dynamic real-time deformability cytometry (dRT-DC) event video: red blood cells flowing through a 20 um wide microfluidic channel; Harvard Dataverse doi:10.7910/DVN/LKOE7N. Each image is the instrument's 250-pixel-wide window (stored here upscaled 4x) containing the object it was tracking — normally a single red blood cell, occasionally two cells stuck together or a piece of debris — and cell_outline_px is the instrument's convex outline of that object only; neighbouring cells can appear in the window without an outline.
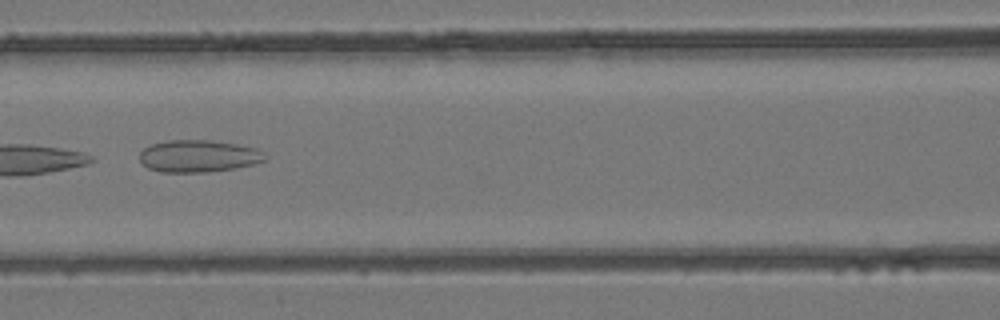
{"species": "common noctule bat (a hibernating species)", "species_latin": "Nyctalus noctula", "temperature_condition": "room temperature", "stored_images_in_passage": 5, "camera_frame_rate_fps": 3000, "um_per_image_px": 0.085, "animal": {"sex": "female", "body_mass_g": 24.6, "forearm_length_mm": 56.2}, "frame": {"image": 1, "passage_image": 5, "time_ms": 1.333, "image_size_px": [1000, 320], "cell_outline_px": [[268, 156], [264, 160], [252, 164], [236, 168], [204, 172], [160, 172], [148, 168], [140, 160], [140, 152], [144, 148], [152, 144], [168, 140], [208, 140], [236, 144], [256, 148]], "centroid_in_image_um": [16.86, 13.27], "position_along_channel_um": 149.7, "area_um2": 23.35}}